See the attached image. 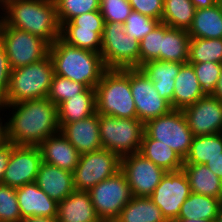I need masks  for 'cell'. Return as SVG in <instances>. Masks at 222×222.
Masks as SVG:
<instances>
[{
  "label": "cell",
  "mask_w": 222,
  "mask_h": 222,
  "mask_svg": "<svg viewBox=\"0 0 222 222\" xmlns=\"http://www.w3.org/2000/svg\"><path fill=\"white\" fill-rule=\"evenodd\" d=\"M140 66L148 61L160 60L162 50V22L139 42Z\"/></svg>",
  "instance_id": "40"
},
{
  "label": "cell",
  "mask_w": 222,
  "mask_h": 222,
  "mask_svg": "<svg viewBox=\"0 0 222 222\" xmlns=\"http://www.w3.org/2000/svg\"><path fill=\"white\" fill-rule=\"evenodd\" d=\"M183 63L162 60H152L142 64L139 68L152 80L158 94L166 99L173 108V93L175 77Z\"/></svg>",
  "instance_id": "22"
},
{
  "label": "cell",
  "mask_w": 222,
  "mask_h": 222,
  "mask_svg": "<svg viewBox=\"0 0 222 222\" xmlns=\"http://www.w3.org/2000/svg\"><path fill=\"white\" fill-rule=\"evenodd\" d=\"M196 8L190 0H164L161 22L171 28L188 30Z\"/></svg>",
  "instance_id": "32"
},
{
  "label": "cell",
  "mask_w": 222,
  "mask_h": 222,
  "mask_svg": "<svg viewBox=\"0 0 222 222\" xmlns=\"http://www.w3.org/2000/svg\"><path fill=\"white\" fill-rule=\"evenodd\" d=\"M196 9H204L217 4L219 0H190Z\"/></svg>",
  "instance_id": "48"
},
{
  "label": "cell",
  "mask_w": 222,
  "mask_h": 222,
  "mask_svg": "<svg viewBox=\"0 0 222 222\" xmlns=\"http://www.w3.org/2000/svg\"><path fill=\"white\" fill-rule=\"evenodd\" d=\"M2 22H3V16L0 14V28H1Z\"/></svg>",
  "instance_id": "55"
},
{
  "label": "cell",
  "mask_w": 222,
  "mask_h": 222,
  "mask_svg": "<svg viewBox=\"0 0 222 222\" xmlns=\"http://www.w3.org/2000/svg\"><path fill=\"white\" fill-rule=\"evenodd\" d=\"M104 24L100 11H93L78 15L61 26H79V29L94 30L102 37Z\"/></svg>",
  "instance_id": "42"
},
{
  "label": "cell",
  "mask_w": 222,
  "mask_h": 222,
  "mask_svg": "<svg viewBox=\"0 0 222 222\" xmlns=\"http://www.w3.org/2000/svg\"><path fill=\"white\" fill-rule=\"evenodd\" d=\"M15 146L16 145L11 143L10 141H7L4 144L0 145V183L3 179L4 172L8 165L11 151Z\"/></svg>",
  "instance_id": "45"
},
{
  "label": "cell",
  "mask_w": 222,
  "mask_h": 222,
  "mask_svg": "<svg viewBox=\"0 0 222 222\" xmlns=\"http://www.w3.org/2000/svg\"><path fill=\"white\" fill-rule=\"evenodd\" d=\"M205 165L222 180V153L210 159Z\"/></svg>",
  "instance_id": "47"
},
{
  "label": "cell",
  "mask_w": 222,
  "mask_h": 222,
  "mask_svg": "<svg viewBox=\"0 0 222 222\" xmlns=\"http://www.w3.org/2000/svg\"><path fill=\"white\" fill-rule=\"evenodd\" d=\"M213 222H222V208L220 209L216 219Z\"/></svg>",
  "instance_id": "53"
},
{
  "label": "cell",
  "mask_w": 222,
  "mask_h": 222,
  "mask_svg": "<svg viewBox=\"0 0 222 222\" xmlns=\"http://www.w3.org/2000/svg\"><path fill=\"white\" fill-rule=\"evenodd\" d=\"M139 153L166 172L182 169L184 159L169 146L152 139L145 131Z\"/></svg>",
  "instance_id": "28"
},
{
  "label": "cell",
  "mask_w": 222,
  "mask_h": 222,
  "mask_svg": "<svg viewBox=\"0 0 222 222\" xmlns=\"http://www.w3.org/2000/svg\"><path fill=\"white\" fill-rule=\"evenodd\" d=\"M21 222H58L57 217H26L21 220Z\"/></svg>",
  "instance_id": "49"
},
{
  "label": "cell",
  "mask_w": 222,
  "mask_h": 222,
  "mask_svg": "<svg viewBox=\"0 0 222 222\" xmlns=\"http://www.w3.org/2000/svg\"><path fill=\"white\" fill-rule=\"evenodd\" d=\"M88 192L96 214L102 222H114L123 207L134 197L121 170Z\"/></svg>",
  "instance_id": "10"
},
{
  "label": "cell",
  "mask_w": 222,
  "mask_h": 222,
  "mask_svg": "<svg viewBox=\"0 0 222 222\" xmlns=\"http://www.w3.org/2000/svg\"><path fill=\"white\" fill-rule=\"evenodd\" d=\"M96 112L95 88L61 102L57 106L58 123L67 124L93 115Z\"/></svg>",
  "instance_id": "25"
},
{
  "label": "cell",
  "mask_w": 222,
  "mask_h": 222,
  "mask_svg": "<svg viewBox=\"0 0 222 222\" xmlns=\"http://www.w3.org/2000/svg\"><path fill=\"white\" fill-rule=\"evenodd\" d=\"M211 95L222 102V70L221 75L218 79L217 86Z\"/></svg>",
  "instance_id": "50"
},
{
  "label": "cell",
  "mask_w": 222,
  "mask_h": 222,
  "mask_svg": "<svg viewBox=\"0 0 222 222\" xmlns=\"http://www.w3.org/2000/svg\"><path fill=\"white\" fill-rule=\"evenodd\" d=\"M182 169L189 181L191 192L222 200V180L205 164L184 163Z\"/></svg>",
  "instance_id": "24"
},
{
  "label": "cell",
  "mask_w": 222,
  "mask_h": 222,
  "mask_svg": "<svg viewBox=\"0 0 222 222\" xmlns=\"http://www.w3.org/2000/svg\"><path fill=\"white\" fill-rule=\"evenodd\" d=\"M221 208V199L191 192L182 204L177 219H201L213 222Z\"/></svg>",
  "instance_id": "29"
},
{
  "label": "cell",
  "mask_w": 222,
  "mask_h": 222,
  "mask_svg": "<svg viewBox=\"0 0 222 222\" xmlns=\"http://www.w3.org/2000/svg\"><path fill=\"white\" fill-rule=\"evenodd\" d=\"M144 131L155 140L169 146L183 159L189 152L193 133L182 110L172 109L169 113L150 119L144 124Z\"/></svg>",
  "instance_id": "9"
},
{
  "label": "cell",
  "mask_w": 222,
  "mask_h": 222,
  "mask_svg": "<svg viewBox=\"0 0 222 222\" xmlns=\"http://www.w3.org/2000/svg\"><path fill=\"white\" fill-rule=\"evenodd\" d=\"M130 87L137 119L144 124L148 120L165 115L173 109L171 104L158 94L152 80L140 68H130Z\"/></svg>",
  "instance_id": "13"
},
{
  "label": "cell",
  "mask_w": 222,
  "mask_h": 222,
  "mask_svg": "<svg viewBox=\"0 0 222 222\" xmlns=\"http://www.w3.org/2000/svg\"><path fill=\"white\" fill-rule=\"evenodd\" d=\"M4 13H5V7L2 5V3L0 2V14L2 16H4Z\"/></svg>",
  "instance_id": "54"
},
{
  "label": "cell",
  "mask_w": 222,
  "mask_h": 222,
  "mask_svg": "<svg viewBox=\"0 0 222 222\" xmlns=\"http://www.w3.org/2000/svg\"><path fill=\"white\" fill-rule=\"evenodd\" d=\"M215 62L222 64V38H191L188 63Z\"/></svg>",
  "instance_id": "33"
},
{
  "label": "cell",
  "mask_w": 222,
  "mask_h": 222,
  "mask_svg": "<svg viewBox=\"0 0 222 222\" xmlns=\"http://www.w3.org/2000/svg\"><path fill=\"white\" fill-rule=\"evenodd\" d=\"M120 159L116 153L104 148L81 154L73 171L74 189L89 191L113 176L120 170Z\"/></svg>",
  "instance_id": "11"
},
{
  "label": "cell",
  "mask_w": 222,
  "mask_h": 222,
  "mask_svg": "<svg viewBox=\"0 0 222 222\" xmlns=\"http://www.w3.org/2000/svg\"><path fill=\"white\" fill-rule=\"evenodd\" d=\"M54 73L72 81L95 88L106 67L100 53L72 46L60 37L49 46Z\"/></svg>",
  "instance_id": "3"
},
{
  "label": "cell",
  "mask_w": 222,
  "mask_h": 222,
  "mask_svg": "<svg viewBox=\"0 0 222 222\" xmlns=\"http://www.w3.org/2000/svg\"><path fill=\"white\" fill-rule=\"evenodd\" d=\"M191 193L183 169L166 172L154 192L149 196L166 220H176L181 206Z\"/></svg>",
  "instance_id": "14"
},
{
  "label": "cell",
  "mask_w": 222,
  "mask_h": 222,
  "mask_svg": "<svg viewBox=\"0 0 222 222\" xmlns=\"http://www.w3.org/2000/svg\"><path fill=\"white\" fill-rule=\"evenodd\" d=\"M101 57L106 69L140 67L139 42L124 30V23L105 22Z\"/></svg>",
  "instance_id": "7"
},
{
  "label": "cell",
  "mask_w": 222,
  "mask_h": 222,
  "mask_svg": "<svg viewBox=\"0 0 222 222\" xmlns=\"http://www.w3.org/2000/svg\"><path fill=\"white\" fill-rule=\"evenodd\" d=\"M190 36L185 29L171 28L162 23L160 60L186 64L189 60Z\"/></svg>",
  "instance_id": "26"
},
{
  "label": "cell",
  "mask_w": 222,
  "mask_h": 222,
  "mask_svg": "<svg viewBox=\"0 0 222 222\" xmlns=\"http://www.w3.org/2000/svg\"><path fill=\"white\" fill-rule=\"evenodd\" d=\"M205 95L207 94L200 86L193 66L189 63L183 64L175 77L173 109L183 110Z\"/></svg>",
  "instance_id": "23"
},
{
  "label": "cell",
  "mask_w": 222,
  "mask_h": 222,
  "mask_svg": "<svg viewBox=\"0 0 222 222\" xmlns=\"http://www.w3.org/2000/svg\"><path fill=\"white\" fill-rule=\"evenodd\" d=\"M42 162L38 146H15L1 183L15 188L34 183Z\"/></svg>",
  "instance_id": "15"
},
{
  "label": "cell",
  "mask_w": 222,
  "mask_h": 222,
  "mask_svg": "<svg viewBox=\"0 0 222 222\" xmlns=\"http://www.w3.org/2000/svg\"><path fill=\"white\" fill-rule=\"evenodd\" d=\"M60 38L77 48L101 52L102 38L94 30L79 29V26H61Z\"/></svg>",
  "instance_id": "34"
},
{
  "label": "cell",
  "mask_w": 222,
  "mask_h": 222,
  "mask_svg": "<svg viewBox=\"0 0 222 222\" xmlns=\"http://www.w3.org/2000/svg\"><path fill=\"white\" fill-rule=\"evenodd\" d=\"M193 66L197 79L206 94H212L221 75L222 64L215 62L189 63Z\"/></svg>",
  "instance_id": "39"
},
{
  "label": "cell",
  "mask_w": 222,
  "mask_h": 222,
  "mask_svg": "<svg viewBox=\"0 0 222 222\" xmlns=\"http://www.w3.org/2000/svg\"><path fill=\"white\" fill-rule=\"evenodd\" d=\"M86 88L84 84L55 74L47 98L58 106L61 102L82 93Z\"/></svg>",
  "instance_id": "36"
},
{
  "label": "cell",
  "mask_w": 222,
  "mask_h": 222,
  "mask_svg": "<svg viewBox=\"0 0 222 222\" xmlns=\"http://www.w3.org/2000/svg\"><path fill=\"white\" fill-rule=\"evenodd\" d=\"M3 21L52 45L60 37L61 25L54 0H20L5 8Z\"/></svg>",
  "instance_id": "2"
},
{
  "label": "cell",
  "mask_w": 222,
  "mask_h": 222,
  "mask_svg": "<svg viewBox=\"0 0 222 222\" xmlns=\"http://www.w3.org/2000/svg\"><path fill=\"white\" fill-rule=\"evenodd\" d=\"M38 147L43 162L71 172L81 155L61 132L47 137Z\"/></svg>",
  "instance_id": "19"
},
{
  "label": "cell",
  "mask_w": 222,
  "mask_h": 222,
  "mask_svg": "<svg viewBox=\"0 0 222 222\" xmlns=\"http://www.w3.org/2000/svg\"><path fill=\"white\" fill-rule=\"evenodd\" d=\"M60 132L80 154L102 149L99 132V114L67 124H59Z\"/></svg>",
  "instance_id": "17"
},
{
  "label": "cell",
  "mask_w": 222,
  "mask_h": 222,
  "mask_svg": "<svg viewBox=\"0 0 222 222\" xmlns=\"http://www.w3.org/2000/svg\"><path fill=\"white\" fill-rule=\"evenodd\" d=\"M15 1H20V0H0L2 5L6 8L10 3L15 2Z\"/></svg>",
  "instance_id": "52"
},
{
  "label": "cell",
  "mask_w": 222,
  "mask_h": 222,
  "mask_svg": "<svg viewBox=\"0 0 222 222\" xmlns=\"http://www.w3.org/2000/svg\"><path fill=\"white\" fill-rule=\"evenodd\" d=\"M165 222H178V220H166Z\"/></svg>",
  "instance_id": "56"
},
{
  "label": "cell",
  "mask_w": 222,
  "mask_h": 222,
  "mask_svg": "<svg viewBox=\"0 0 222 222\" xmlns=\"http://www.w3.org/2000/svg\"><path fill=\"white\" fill-rule=\"evenodd\" d=\"M187 31L190 38H222V6L220 2L208 8L196 9L193 22Z\"/></svg>",
  "instance_id": "27"
},
{
  "label": "cell",
  "mask_w": 222,
  "mask_h": 222,
  "mask_svg": "<svg viewBox=\"0 0 222 222\" xmlns=\"http://www.w3.org/2000/svg\"><path fill=\"white\" fill-rule=\"evenodd\" d=\"M178 222H208L206 220L201 219H176Z\"/></svg>",
  "instance_id": "51"
},
{
  "label": "cell",
  "mask_w": 222,
  "mask_h": 222,
  "mask_svg": "<svg viewBox=\"0 0 222 222\" xmlns=\"http://www.w3.org/2000/svg\"><path fill=\"white\" fill-rule=\"evenodd\" d=\"M58 222H102L96 214L88 191L74 190L58 203Z\"/></svg>",
  "instance_id": "21"
},
{
  "label": "cell",
  "mask_w": 222,
  "mask_h": 222,
  "mask_svg": "<svg viewBox=\"0 0 222 222\" xmlns=\"http://www.w3.org/2000/svg\"><path fill=\"white\" fill-rule=\"evenodd\" d=\"M55 73L49 54L38 62L11 70L10 84L4 104L45 98Z\"/></svg>",
  "instance_id": "5"
},
{
  "label": "cell",
  "mask_w": 222,
  "mask_h": 222,
  "mask_svg": "<svg viewBox=\"0 0 222 222\" xmlns=\"http://www.w3.org/2000/svg\"><path fill=\"white\" fill-rule=\"evenodd\" d=\"M128 2L133 11L161 21L164 0H128Z\"/></svg>",
  "instance_id": "43"
},
{
  "label": "cell",
  "mask_w": 222,
  "mask_h": 222,
  "mask_svg": "<svg viewBox=\"0 0 222 222\" xmlns=\"http://www.w3.org/2000/svg\"><path fill=\"white\" fill-rule=\"evenodd\" d=\"M182 111L194 136L222 133V102L211 94Z\"/></svg>",
  "instance_id": "16"
},
{
  "label": "cell",
  "mask_w": 222,
  "mask_h": 222,
  "mask_svg": "<svg viewBox=\"0 0 222 222\" xmlns=\"http://www.w3.org/2000/svg\"><path fill=\"white\" fill-rule=\"evenodd\" d=\"M60 25L72 18L93 11H99L100 0H54Z\"/></svg>",
  "instance_id": "35"
},
{
  "label": "cell",
  "mask_w": 222,
  "mask_h": 222,
  "mask_svg": "<svg viewBox=\"0 0 222 222\" xmlns=\"http://www.w3.org/2000/svg\"><path fill=\"white\" fill-rule=\"evenodd\" d=\"M161 21L132 11L124 23L126 34L140 42L144 36L151 32Z\"/></svg>",
  "instance_id": "38"
},
{
  "label": "cell",
  "mask_w": 222,
  "mask_h": 222,
  "mask_svg": "<svg viewBox=\"0 0 222 222\" xmlns=\"http://www.w3.org/2000/svg\"><path fill=\"white\" fill-rule=\"evenodd\" d=\"M120 170L134 197H149L166 173L139 152L121 157Z\"/></svg>",
  "instance_id": "12"
},
{
  "label": "cell",
  "mask_w": 222,
  "mask_h": 222,
  "mask_svg": "<svg viewBox=\"0 0 222 222\" xmlns=\"http://www.w3.org/2000/svg\"><path fill=\"white\" fill-rule=\"evenodd\" d=\"M95 100L98 114L137 119L130 87V68L106 69L95 87Z\"/></svg>",
  "instance_id": "4"
},
{
  "label": "cell",
  "mask_w": 222,
  "mask_h": 222,
  "mask_svg": "<svg viewBox=\"0 0 222 222\" xmlns=\"http://www.w3.org/2000/svg\"><path fill=\"white\" fill-rule=\"evenodd\" d=\"M4 103L0 100V145L8 141L7 137V118Z\"/></svg>",
  "instance_id": "46"
},
{
  "label": "cell",
  "mask_w": 222,
  "mask_h": 222,
  "mask_svg": "<svg viewBox=\"0 0 222 222\" xmlns=\"http://www.w3.org/2000/svg\"><path fill=\"white\" fill-rule=\"evenodd\" d=\"M222 153V133L194 136L184 163L206 164Z\"/></svg>",
  "instance_id": "31"
},
{
  "label": "cell",
  "mask_w": 222,
  "mask_h": 222,
  "mask_svg": "<svg viewBox=\"0 0 222 222\" xmlns=\"http://www.w3.org/2000/svg\"><path fill=\"white\" fill-rule=\"evenodd\" d=\"M99 11L104 22L125 23L133 10L128 0H100Z\"/></svg>",
  "instance_id": "41"
},
{
  "label": "cell",
  "mask_w": 222,
  "mask_h": 222,
  "mask_svg": "<svg viewBox=\"0 0 222 222\" xmlns=\"http://www.w3.org/2000/svg\"><path fill=\"white\" fill-rule=\"evenodd\" d=\"M0 43L5 48L11 70L38 62L49 54V44L42 38L8 26L0 28Z\"/></svg>",
  "instance_id": "8"
},
{
  "label": "cell",
  "mask_w": 222,
  "mask_h": 222,
  "mask_svg": "<svg viewBox=\"0 0 222 222\" xmlns=\"http://www.w3.org/2000/svg\"><path fill=\"white\" fill-rule=\"evenodd\" d=\"M35 183L57 203L63 201L75 189L73 172L42 162Z\"/></svg>",
  "instance_id": "20"
},
{
  "label": "cell",
  "mask_w": 222,
  "mask_h": 222,
  "mask_svg": "<svg viewBox=\"0 0 222 222\" xmlns=\"http://www.w3.org/2000/svg\"><path fill=\"white\" fill-rule=\"evenodd\" d=\"M166 218L150 197H133L114 222H165Z\"/></svg>",
  "instance_id": "30"
},
{
  "label": "cell",
  "mask_w": 222,
  "mask_h": 222,
  "mask_svg": "<svg viewBox=\"0 0 222 222\" xmlns=\"http://www.w3.org/2000/svg\"><path fill=\"white\" fill-rule=\"evenodd\" d=\"M11 68L8 62L5 48L0 43V100L6 97L10 84Z\"/></svg>",
  "instance_id": "44"
},
{
  "label": "cell",
  "mask_w": 222,
  "mask_h": 222,
  "mask_svg": "<svg viewBox=\"0 0 222 222\" xmlns=\"http://www.w3.org/2000/svg\"><path fill=\"white\" fill-rule=\"evenodd\" d=\"M16 188L0 183V222H21Z\"/></svg>",
  "instance_id": "37"
},
{
  "label": "cell",
  "mask_w": 222,
  "mask_h": 222,
  "mask_svg": "<svg viewBox=\"0 0 222 222\" xmlns=\"http://www.w3.org/2000/svg\"><path fill=\"white\" fill-rule=\"evenodd\" d=\"M16 195L22 219L34 216L57 217L58 203L35 182L17 187Z\"/></svg>",
  "instance_id": "18"
},
{
  "label": "cell",
  "mask_w": 222,
  "mask_h": 222,
  "mask_svg": "<svg viewBox=\"0 0 222 222\" xmlns=\"http://www.w3.org/2000/svg\"><path fill=\"white\" fill-rule=\"evenodd\" d=\"M4 105L8 141L16 146H39L60 132L57 106L47 97Z\"/></svg>",
  "instance_id": "1"
},
{
  "label": "cell",
  "mask_w": 222,
  "mask_h": 222,
  "mask_svg": "<svg viewBox=\"0 0 222 222\" xmlns=\"http://www.w3.org/2000/svg\"><path fill=\"white\" fill-rule=\"evenodd\" d=\"M99 132L102 148L116 153L121 158L139 152L144 123L138 119L99 114Z\"/></svg>",
  "instance_id": "6"
}]
</instances>
